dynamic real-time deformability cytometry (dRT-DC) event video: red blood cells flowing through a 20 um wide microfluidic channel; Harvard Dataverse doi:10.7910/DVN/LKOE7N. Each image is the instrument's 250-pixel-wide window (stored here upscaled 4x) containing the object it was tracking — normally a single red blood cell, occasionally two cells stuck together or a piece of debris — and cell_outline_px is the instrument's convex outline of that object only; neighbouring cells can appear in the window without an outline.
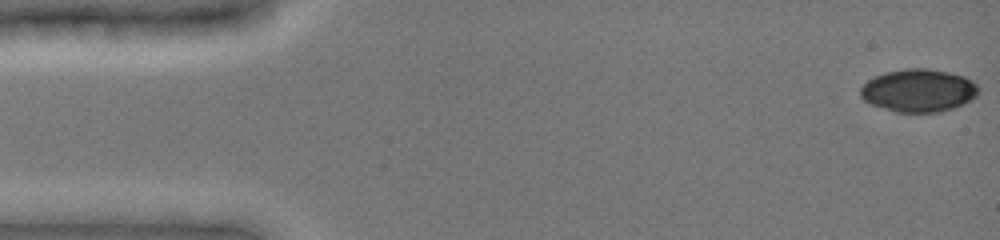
{"species": "common noctule bat (a hibernating species)", "species_latin": "Nyctalus noctula", "temperature_condition": "cold", "stored_images_in_passage": 63, "camera_frame_rate_fps": 3000, "um_per_image_px": 0.085, "animal": {"sex": "female", "body_mass_g": 19.0, "forearm_length_mm": 51.5}, "frame": {"image": 1, "passage_image": 1, "time_ms": 0.0, "image_size_px": [1000, 240], "cell_outline_px": [[980, 88], [976, 96], [972, 100], [956, 108], [940, 112], [896, 112], [872, 104], [864, 100], [860, 96], [860, 88], [868, 80], [884, 72], [904, 68], [928, 68], [948, 72], [964, 76], [972, 80]], "centroid_in_image_um": [78.11, 7.69], "position_along_channel_um": 6.9, "area_um2": 29.71}}
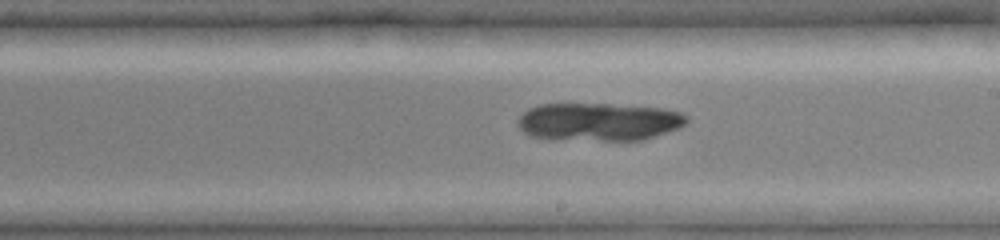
{"frame": {"image": 2, "passage_image": 43, "time_ms": 9.0, "image_size_px": [1000, 240], "cell_outline_px": [[688, 120], [680, 128], [644, 140], [552, 140], [528, 136], [516, 124], [516, 120], [528, 108], [540, 104], [608, 104], [660, 108], [680, 112], [688, 116]], "centroid_in_image_um": [50.85, 10.37], "position_along_channel_um": 238.1, "area_um2": 37.8}}
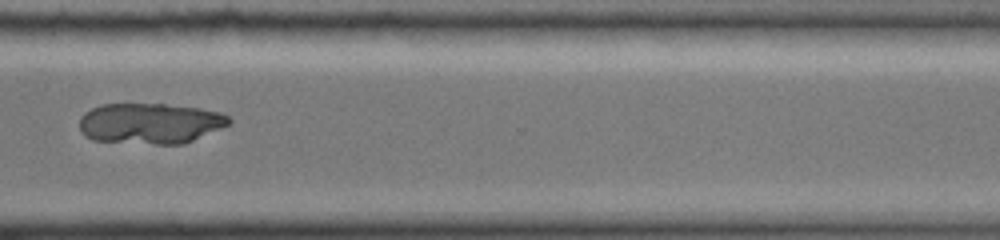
{"frame": {"image": 3, "passage_image": 62, "time_ms": 12.0, "image_size_px": [1000, 240], "cell_outline_px": [[232, 120], [228, 124], [220, 128], [184, 144], [156, 144], [92, 140], [84, 136], [80, 132], [80, 116], [84, 112], [100, 104], [164, 104], [200, 108], [220, 112], [228, 116]], "centroid_in_image_um": [12.73, 10.48], "position_along_channel_um": 357.9, "area_um2": 35.49}}